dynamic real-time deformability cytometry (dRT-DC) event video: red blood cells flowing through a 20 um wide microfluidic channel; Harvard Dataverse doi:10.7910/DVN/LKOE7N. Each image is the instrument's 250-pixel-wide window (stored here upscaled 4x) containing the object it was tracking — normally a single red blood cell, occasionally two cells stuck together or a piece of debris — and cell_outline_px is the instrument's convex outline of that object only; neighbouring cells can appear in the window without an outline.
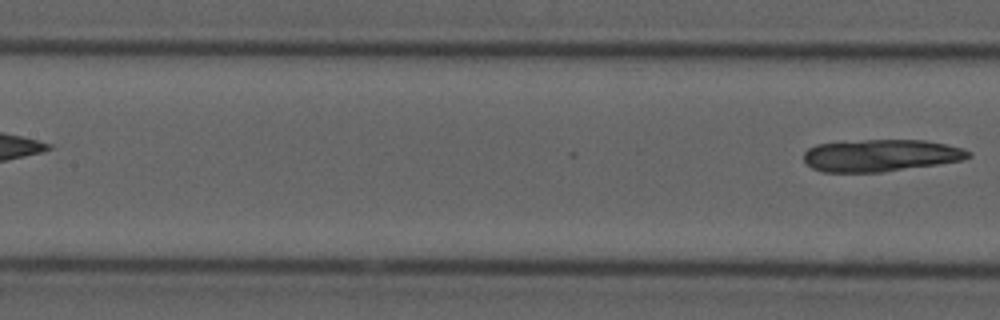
{"species": "common noctule bat (a hibernating species)", "species_latin": "Nyctalus noctula", "temperature_condition": "cold", "stored_images_in_passage": 5, "segment_of_instrument_passage": [2, 2], "camera_frame_rate_fps": 3000, "um_per_image_px": 0.085, "animal": {"sex": "male", "forearm_length_mm": 52.5}, "frame": {"image": 1, "passage_image": 5, "time_ms": 5.0, "image_size_px": [1000, 320], "cell_outline_px": [[972, 156], [960, 160], [936, 164], [880, 172], [824, 172], [812, 168], [804, 160], [804, 152], [808, 148], [816, 144], [864, 140], [924, 140], [964, 148], [972, 152]], "centroid_in_image_um": [74.85, 13.2], "position_along_channel_um": 132.6, "area_um2": 30.58}}